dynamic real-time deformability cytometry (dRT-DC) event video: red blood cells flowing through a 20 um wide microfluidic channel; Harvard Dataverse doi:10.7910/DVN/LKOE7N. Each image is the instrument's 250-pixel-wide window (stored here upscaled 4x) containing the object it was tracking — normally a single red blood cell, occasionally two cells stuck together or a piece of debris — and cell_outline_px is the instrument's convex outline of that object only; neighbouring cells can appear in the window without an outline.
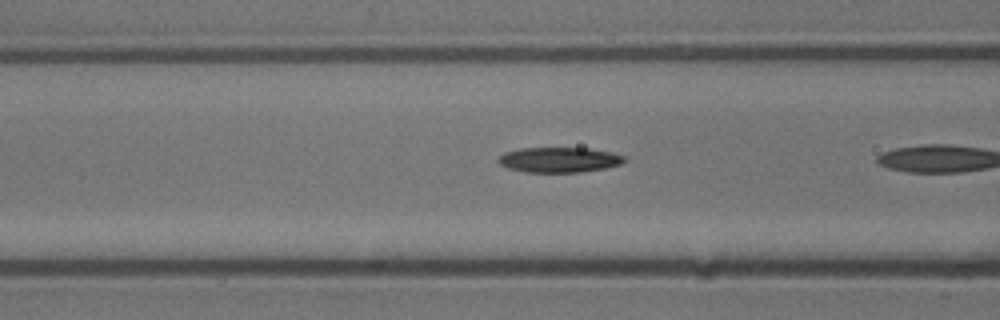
{"species": "common noctule bat (a hibernating species)", "species_latin": "Nyctalus noctula", "temperature_condition": "cold", "stored_images_in_passage": 16, "camera_frame_rate_fps": 3000, "um_per_image_px": 0.085, "animal": {"sex": "male", "body_mass_g": 13.3}, "frame": {"image": 1, "passage_image": 7, "time_ms": 2.0, "image_size_px": [1000, 320], "cell_outline_px": [[628, 160], [620, 164], [604, 168], [580, 172], [528, 172], [508, 168], [500, 164], [496, 160], [504, 152], [520, 148], [588, 148], [612, 152], [624, 156]], "centroid_in_image_um": [47.53, 13.57], "position_along_channel_um": 119.1, "area_um2": 18.5}}
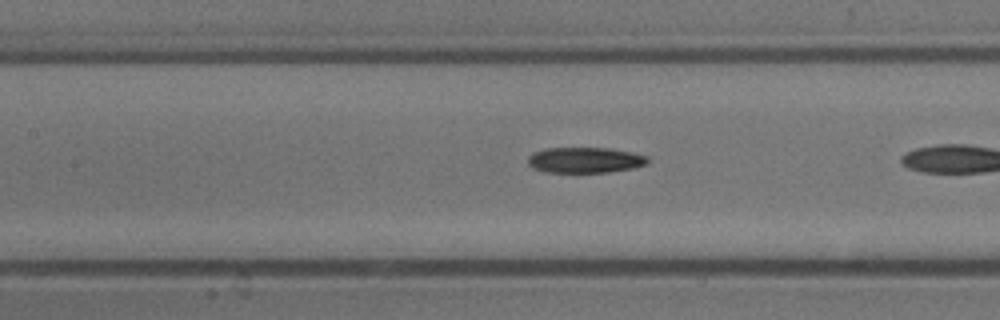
{"frame": {"image": 2, "passage_image": 10, "time_ms": 3.0, "image_size_px": [1000, 320], "cell_outline_px": [[648, 164], [632, 168], [608, 172], [544, 172], [532, 168], [528, 164], [528, 156], [532, 152], [544, 148], [612, 148], [632, 152], [648, 156]], "centroid_in_image_um": [49.71, 13.6], "position_along_channel_um": 157.7, "area_um2": 18.09}}